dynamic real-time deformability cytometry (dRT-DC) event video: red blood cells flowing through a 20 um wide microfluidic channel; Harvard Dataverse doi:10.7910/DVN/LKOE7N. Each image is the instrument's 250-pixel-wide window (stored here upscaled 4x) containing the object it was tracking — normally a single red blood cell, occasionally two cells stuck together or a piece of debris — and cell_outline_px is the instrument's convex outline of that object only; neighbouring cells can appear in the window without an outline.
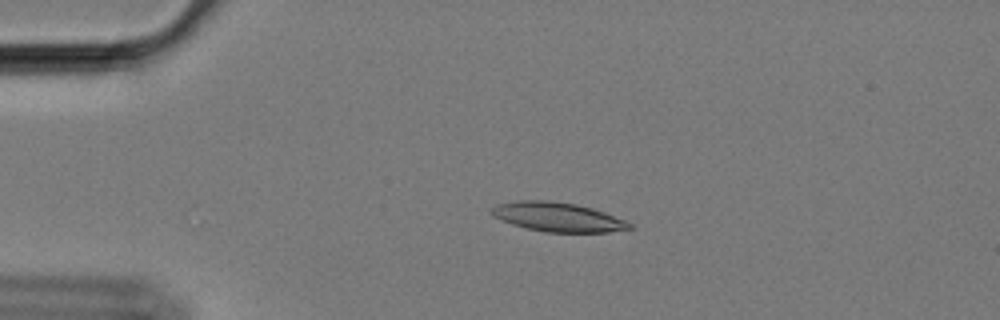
{"species": "Egyptian fruit bat (a non-hibernating species)", "species_latin": "Rousettus aegyptiacus", "temperature_condition": "cold", "stored_images_in_passage": 57, "camera_frame_rate_fps": 3000, "um_per_image_px": 0.085, "animal": {"sex": "female"}, "frame": {"image": 1, "passage_image": 11, "time_ms": 3.333, "image_size_px": [1000, 320], "cell_outline_px": [[636, 228], [608, 232], [544, 232], [512, 224], [492, 216], [488, 208], [500, 204], [520, 200], [548, 200], [576, 204], [592, 208], [604, 212], [624, 220], [632, 224]], "centroid_in_image_um": [47.41, 18.44], "position_along_channel_um": 37.6, "area_um2": 23.47}}
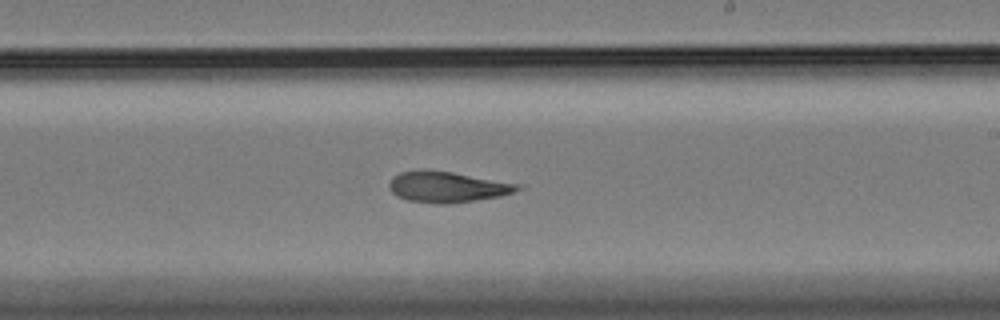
{"frame": {"image": 2, "passage_image": 33, "time_ms": 10.667, "image_size_px": [1000, 320], "cell_outline_px": [[524, 188], [500, 196], [476, 200], [448, 204], [440, 204], [408, 200], [396, 196], [388, 188], [388, 184], [392, 176], [400, 172], [452, 172], [524, 184]], "centroid_in_image_um": [38.08, 15.91], "position_along_channel_um": 250.9, "area_um2": 22.77}}
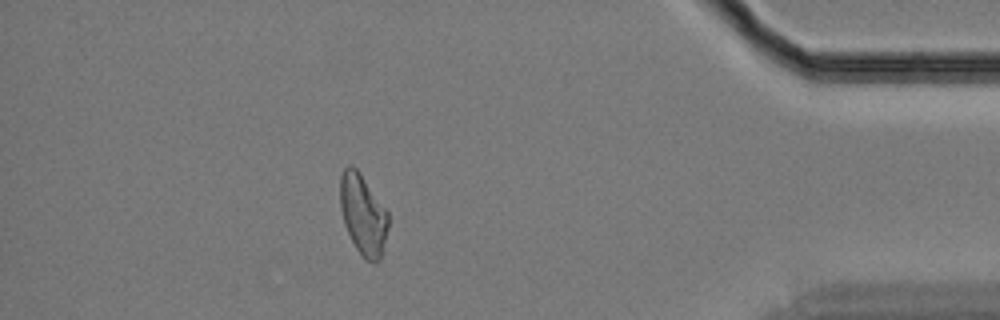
{"frame": {"image": 3, "passage_image": 50, "time_ms": 16.333, "image_size_px": [1000, 320], "cell_outline_px": [[388, 228], [380, 260], [376, 264], [372, 264], [364, 260], [356, 248], [344, 224], [340, 208], [340, 176], [344, 168], [348, 164], [352, 164], [360, 172], [388, 212]], "centroid_in_image_um": [30.85, 18.25], "position_along_channel_um": 404.3, "area_um2": 22.77}, "authors_computed_cell_mechanics": {"area_um2": 23.0622, "velocity_mm_per_s": 3.4109, "shape_relaxation_time_tau1_ms": null, "shape_relaxation_time_tau2_ms": 3.5297, "deformation_change_tau1": null, "deformation_change_tau2": 0.1152}}